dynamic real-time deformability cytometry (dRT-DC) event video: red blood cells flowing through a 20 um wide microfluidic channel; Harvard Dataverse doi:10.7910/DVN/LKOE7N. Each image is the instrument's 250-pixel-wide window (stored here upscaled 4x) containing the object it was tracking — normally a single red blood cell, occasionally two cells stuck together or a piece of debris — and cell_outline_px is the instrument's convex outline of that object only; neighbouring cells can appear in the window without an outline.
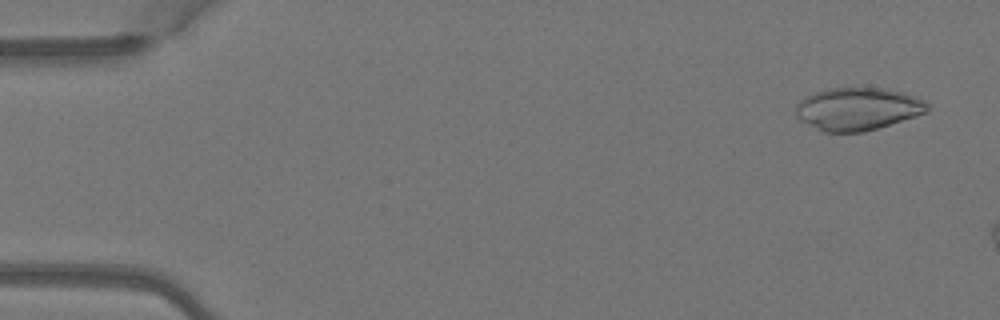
{"species": "Egyptian fruit bat (a non-hibernating species)", "species_latin": "Rousettus aegyptiacus", "temperature_condition": "warm", "stored_images_in_passage": 4, "camera_frame_rate_fps": 3000, "um_per_image_px": 0.085, "animal": {"sex": "female"}, "frame": {"image": 1, "passage_image": 1, "time_ms": 0.0, "image_size_px": [1000, 320], "cell_outline_px": [[928, 112], [916, 116], [864, 132], [824, 132], [800, 120], [796, 116], [796, 104], [804, 96], [812, 92], [828, 88], [884, 88], [904, 92], [916, 96], [924, 100], [928, 104]], "centroid_in_image_um": [72.9, 9.24], "position_along_channel_um": 12.1, "area_um2": 32.89}}